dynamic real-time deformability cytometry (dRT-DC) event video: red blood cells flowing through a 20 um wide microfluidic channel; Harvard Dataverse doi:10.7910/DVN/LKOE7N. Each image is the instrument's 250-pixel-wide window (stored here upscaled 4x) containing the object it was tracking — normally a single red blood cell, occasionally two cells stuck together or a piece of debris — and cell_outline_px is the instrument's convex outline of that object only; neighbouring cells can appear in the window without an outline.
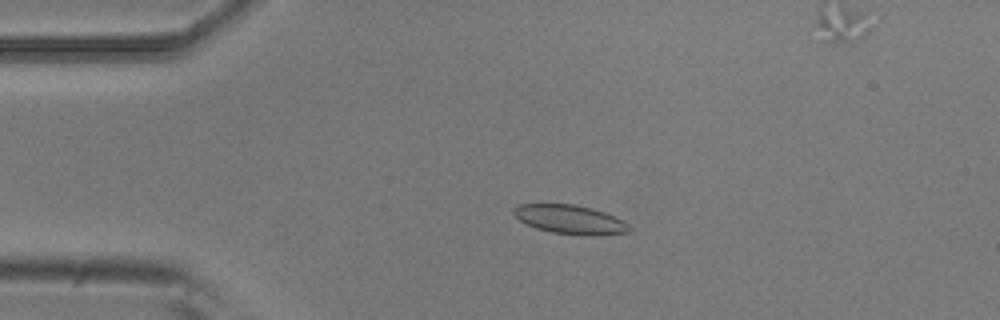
{"species": "common noctule bat (a hibernating species)", "species_latin": "Nyctalus noctula", "temperature_condition": "room temperature", "stored_images_in_passage": 5, "camera_frame_rate_fps": 3000, "um_per_image_px": 0.085, "animal": {"sex": "male", "body_mass_g": 20.5, "forearm_length_mm": 52.5}, "frame": {"image": 1, "passage_image": 2, "time_ms": 0.333, "image_size_px": [1000, 320], "cell_outline_px": [[632, 228], [628, 232], [588, 236], [552, 232], [536, 228], [520, 220], [512, 212], [512, 208], [520, 204], [572, 204], [592, 208], [604, 212], [624, 220]], "centroid_in_image_um": [48.47, 18.65], "position_along_channel_um": 36.5, "area_um2": 19.42}}